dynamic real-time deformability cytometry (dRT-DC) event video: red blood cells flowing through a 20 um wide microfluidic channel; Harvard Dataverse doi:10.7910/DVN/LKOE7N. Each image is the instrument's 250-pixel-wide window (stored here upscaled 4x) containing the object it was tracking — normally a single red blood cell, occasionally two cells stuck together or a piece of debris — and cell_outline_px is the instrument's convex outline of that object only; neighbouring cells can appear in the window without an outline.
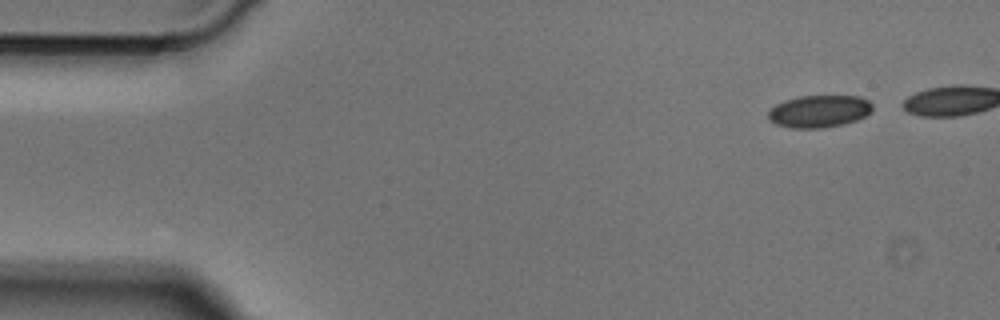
{"species": "Egyptian fruit bat (a non-hibernating species)", "species_latin": "Rousettus aegyptiacus", "temperature_condition": "cold", "stored_images_in_passage": 4, "camera_frame_rate_fps": 3000, "um_per_image_px": 0.085, "animal": {"sex": "male"}, "frame": {"image": 1, "passage_image": 1, "time_ms": 0.0, "image_size_px": [1000, 320], "cell_outline_px": [[872, 108], [864, 116], [856, 120], [844, 124], [820, 128], [792, 128], [776, 124], [768, 120], [768, 112], [776, 104], [784, 100], [800, 96], [860, 96], [868, 100], [872, 104]], "centroid_in_image_um": [69.6, 9.46], "position_along_channel_um": 15.4, "area_um2": 19.54}}